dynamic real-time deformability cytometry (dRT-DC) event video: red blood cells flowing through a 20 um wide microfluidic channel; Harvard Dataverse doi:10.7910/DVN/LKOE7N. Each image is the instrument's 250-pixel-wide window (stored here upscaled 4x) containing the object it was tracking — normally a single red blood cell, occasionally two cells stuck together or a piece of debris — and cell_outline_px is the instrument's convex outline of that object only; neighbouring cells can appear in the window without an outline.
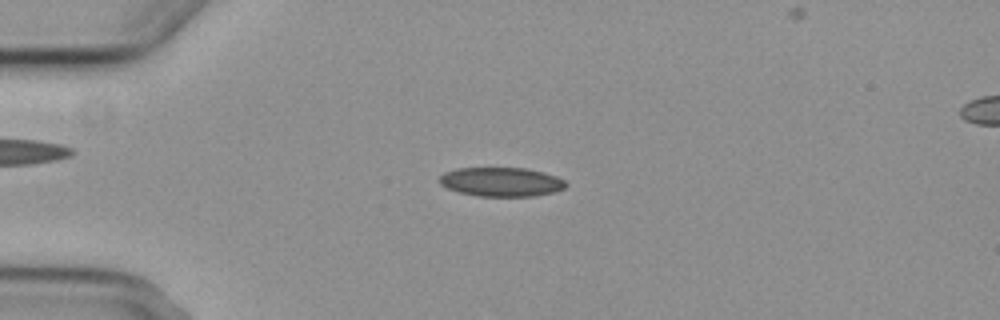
{"species": "common noctule bat (a hibernating species)", "species_latin": "Nyctalus noctula", "temperature_condition": "cold", "stored_images_in_passage": 5, "segment_of_instrument_passage": [1, 2], "camera_frame_rate_fps": 3000, "um_per_image_px": 0.085, "animal": {"sex": "female", "body_mass_g": 29.2, "forearm_length_mm": 56.3}, "frame": {"image": 1, "passage_image": 3, "time_ms": 2.333, "image_size_px": [1000, 320], "cell_outline_px": [[568, 184], [564, 188], [552, 192], [536, 196], [476, 196], [460, 192], [448, 188], [440, 184], [440, 176], [444, 172], [456, 168], [524, 168], [544, 172], [556, 176], [564, 180]], "centroid_in_image_um": [42.61, 15.46], "position_along_channel_um": 42.4, "area_um2": 21.39}}